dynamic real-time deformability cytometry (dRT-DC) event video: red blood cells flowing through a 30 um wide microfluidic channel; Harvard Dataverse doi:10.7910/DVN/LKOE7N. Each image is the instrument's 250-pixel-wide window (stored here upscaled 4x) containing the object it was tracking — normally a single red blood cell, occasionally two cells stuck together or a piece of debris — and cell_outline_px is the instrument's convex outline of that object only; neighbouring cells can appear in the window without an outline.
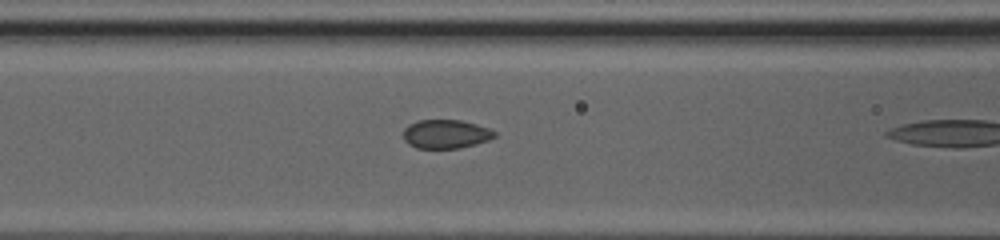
{"species": "common noctule bat (a hibernating species)", "species_latin": "Nyctalus noctula", "temperature_condition": "cold", "stored_images_in_passage": 10, "camera_frame_rate_fps": 3000, "um_per_image_px": 0.085, "animal": {"sex": "female", "body_mass_g": 20.0, "forearm_length_mm": 54.0}, "frame": {"image": 1, "passage_image": 9, "time_ms": 2.667, "image_size_px": [1000, 240], "cell_outline_px": [[496, 136], [488, 140], [476, 144], [460, 148], [416, 148], [408, 144], [404, 140], [404, 128], [408, 124], [416, 120], [460, 120], [476, 124], [488, 128], [496, 132]], "centroid_in_image_um": [37.87, 11.39], "position_along_channel_um": 128.7, "area_um2": 15.37}}